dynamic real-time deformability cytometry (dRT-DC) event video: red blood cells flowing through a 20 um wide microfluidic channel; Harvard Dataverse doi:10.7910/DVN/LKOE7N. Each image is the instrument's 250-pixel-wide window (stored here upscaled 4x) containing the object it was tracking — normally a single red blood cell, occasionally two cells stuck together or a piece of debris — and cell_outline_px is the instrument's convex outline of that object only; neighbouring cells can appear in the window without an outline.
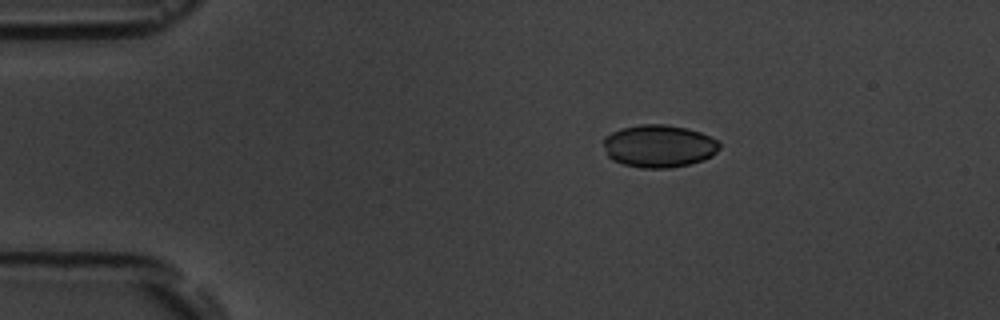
{"species": "common noctule bat (a hibernating species)", "species_latin": "Nyctalus noctula", "temperature_condition": "room temperature", "stored_images_in_passage": 2, "camera_frame_rate_fps": 3000, "um_per_image_px": 0.085, "animal": {"sex": "male", "body_mass_g": 19.5, "forearm_length_mm": 54.6}, "frame": {"image": 1, "passage_image": 1, "time_ms": 0.0, "image_size_px": [1000, 320], "cell_outline_px": [[720, 148], [712, 156], [704, 160], [688, 164], [668, 168], [640, 168], [624, 164], [612, 160], [608, 156], [604, 144], [604, 136], [620, 128], [640, 124], [664, 124], [684, 128], [700, 132], [720, 140]], "centroid_in_image_um": [56.02, 12.41], "position_along_channel_um": 29.0, "area_um2": 28.9}}